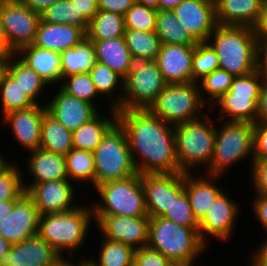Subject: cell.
Returning <instances> with one entry per match:
<instances>
[{"mask_svg": "<svg viewBox=\"0 0 267 266\" xmlns=\"http://www.w3.org/2000/svg\"><path fill=\"white\" fill-rule=\"evenodd\" d=\"M90 41L94 45L97 62L107 65L123 79L129 74L132 56L124 37Z\"/></svg>", "mask_w": 267, "mask_h": 266, "instance_id": "29", "label": "cell"}, {"mask_svg": "<svg viewBox=\"0 0 267 266\" xmlns=\"http://www.w3.org/2000/svg\"><path fill=\"white\" fill-rule=\"evenodd\" d=\"M9 55L0 54V87L8 74Z\"/></svg>", "mask_w": 267, "mask_h": 266, "instance_id": "60", "label": "cell"}, {"mask_svg": "<svg viewBox=\"0 0 267 266\" xmlns=\"http://www.w3.org/2000/svg\"><path fill=\"white\" fill-rule=\"evenodd\" d=\"M147 247L171 262L197 261L208 248L198 228L184 227L162 217H150Z\"/></svg>", "mask_w": 267, "mask_h": 266, "instance_id": "5", "label": "cell"}, {"mask_svg": "<svg viewBox=\"0 0 267 266\" xmlns=\"http://www.w3.org/2000/svg\"><path fill=\"white\" fill-rule=\"evenodd\" d=\"M79 266H94L86 256L79 257Z\"/></svg>", "mask_w": 267, "mask_h": 266, "instance_id": "66", "label": "cell"}, {"mask_svg": "<svg viewBox=\"0 0 267 266\" xmlns=\"http://www.w3.org/2000/svg\"><path fill=\"white\" fill-rule=\"evenodd\" d=\"M25 165L27 164L26 171H23V183H41L52 180H68L65 156L48 152L41 148L28 152ZM30 176L32 181H27L26 174ZM32 177V178H31Z\"/></svg>", "mask_w": 267, "mask_h": 266, "instance_id": "24", "label": "cell"}, {"mask_svg": "<svg viewBox=\"0 0 267 266\" xmlns=\"http://www.w3.org/2000/svg\"><path fill=\"white\" fill-rule=\"evenodd\" d=\"M254 34L259 45L267 43V6H262L259 17L253 26Z\"/></svg>", "mask_w": 267, "mask_h": 266, "instance_id": "52", "label": "cell"}, {"mask_svg": "<svg viewBox=\"0 0 267 266\" xmlns=\"http://www.w3.org/2000/svg\"><path fill=\"white\" fill-rule=\"evenodd\" d=\"M138 174L182 173L176 158L174 126L148 109L117 110Z\"/></svg>", "mask_w": 267, "mask_h": 266, "instance_id": "1", "label": "cell"}, {"mask_svg": "<svg viewBox=\"0 0 267 266\" xmlns=\"http://www.w3.org/2000/svg\"><path fill=\"white\" fill-rule=\"evenodd\" d=\"M234 76L217 69L198 81L202 100L210 107L217 99L229 91Z\"/></svg>", "mask_w": 267, "mask_h": 266, "instance_id": "43", "label": "cell"}, {"mask_svg": "<svg viewBox=\"0 0 267 266\" xmlns=\"http://www.w3.org/2000/svg\"><path fill=\"white\" fill-rule=\"evenodd\" d=\"M33 12L41 14L46 8L59 0H21Z\"/></svg>", "mask_w": 267, "mask_h": 266, "instance_id": "55", "label": "cell"}, {"mask_svg": "<svg viewBox=\"0 0 267 266\" xmlns=\"http://www.w3.org/2000/svg\"><path fill=\"white\" fill-rule=\"evenodd\" d=\"M157 10L134 3L124 15L125 29L155 31Z\"/></svg>", "mask_w": 267, "mask_h": 266, "instance_id": "45", "label": "cell"}, {"mask_svg": "<svg viewBox=\"0 0 267 266\" xmlns=\"http://www.w3.org/2000/svg\"><path fill=\"white\" fill-rule=\"evenodd\" d=\"M65 162L67 177L70 182L76 183L77 188L80 185L83 187V183H88L95 189L93 152L72 148L65 155Z\"/></svg>", "mask_w": 267, "mask_h": 266, "instance_id": "35", "label": "cell"}, {"mask_svg": "<svg viewBox=\"0 0 267 266\" xmlns=\"http://www.w3.org/2000/svg\"><path fill=\"white\" fill-rule=\"evenodd\" d=\"M124 32V16L99 10L89 21L86 37L89 40H106L123 37Z\"/></svg>", "mask_w": 267, "mask_h": 266, "instance_id": "37", "label": "cell"}, {"mask_svg": "<svg viewBox=\"0 0 267 266\" xmlns=\"http://www.w3.org/2000/svg\"><path fill=\"white\" fill-rule=\"evenodd\" d=\"M258 68L264 80L267 81V43L259 45Z\"/></svg>", "mask_w": 267, "mask_h": 266, "instance_id": "57", "label": "cell"}, {"mask_svg": "<svg viewBox=\"0 0 267 266\" xmlns=\"http://www.w3.org/2000/svg\"><path fill=\"white\" fill-rule=\"evenodd\" d=\"M263 81L259 68L243 76H234L229 91L210 106V114L219 109V117L213 116V118L256 123L257 104Z\"/></svg>", "mask_w": 267, "mask_h": 266, "instance_id": "10", "label": "cell"}, {"mask_svg": "<svg viewBox=\"0 0 267 266\" xmlns=\"http://www.w3.org/2000/svg\"><path fill=\"white\" fill-rule=\"evenodd\" d=\"M159 1L160 0H135L136 3L155 10H158Z\"/></svg>", "mask_w": 267, "mask_h": 266, "instance_id": "64", "label": "cell"}, {"mask_svg": "<svg viewBox=\"0 0 267 266\" xmlns=\"http://www.w3.org/2000/svg\"><path fill=\"white\" fill-rule=\"evenodd\" d=\"M0 54H3V55L15 54V52L9 47V43L7 41L4 29H3L1 17H0Z\"/></svg>", "mask_w": 267, "mask_h": 266, "instance_id": "58", "label": "cell"}, {"mask_svg": "<svg viewBox=\"0 0 267 266\" xmlns=\"http://www.w3.org/2000/svg\"><path fill=\"white\" fill-rule=\"evenodd\" d=\"M155 32L161 44L196 45L198 43L180 24L173 10H157Z\"/></svg>", "mask_w": 267, "mask_h": 266, "instance_id": "34", "label": "cell"}, {"mask_svg": "<svg viewBox=\"0 0 267 266\" xmlns=\"http://www.w3.org/2000/svg\"><path fill=\"white\" fill-rule=\"evenodd\" d=\"M124 39L132 57L156 60L161 42L155 31L125 29Z\"/></svg>", "mask_w": 267, "mask_h": 266, "instance_id": "38", "label": "cell"}, {"mask_svg": "<svg viewBox=\"0 0 267 266\" xmlns=\"http://www.w3.org/2000/svg\"><path fill=\"white\" fill-rule=\"evenodd\" d=\"M256 122H267V81H263L257 104Z\"/></svg>", "mask_w": 267, "mask_h": 266, "instance_id": "54", "label": "cell"}, {"mask_svg": "<svg viewBox=\"0 0 267 266\" xmlns=\"http://www.w3.org/2000/svg\"><path fill=\"white\" fill-rule=\"evenodd\" d=\"M107 114L109 115L107 116ZM116 122L117 109L111 108L99 112L89 122L72 132L73 148L93 152L101 143L103 136Z\"/></svg>", "mask_w": 267, "mask_h": 266, "instance_id": "28", "label": "cell"}, {"mask_svg": "<svg viewBox=\"0 0 267 266\" xmlns=\"http://www.w3.org/2000/svg\"><path fill=\"white\" fill-rule=\"evenodd\" d=\"M40 21L74 25L82 27L85 31H87L89 26V21L81 12H78V9L71 0H59L46 8L40 14Z\"/></svg>", "mask_w": 267, "mask_h": 266, "instance_id": "39", "label": "cell"}, {"mask_svg": "<svg viewBox=\"0 0 267 266\" xmlns=\"http://www.w3.org/2000/svg\"><path fill=\"white\" fill-rule=\"evenodd\" d=\"M253 195L255 196H253L252 198L251 206L255 219H257L259 226H261V228L265 232V235L267 236V195Z\"/></svg>", "mask_w": 267, "mask_h": 266, "instance_id": "50", "label": "cell"}, {"mask_svg": "<svg viewBox=\"0 0 267 266\" xmlns=\"http://www.w3.org/2000/svg\"><path fill=\"white\" fill-rule=\"evenodd\" d=\"M180 24L198 42H206L218 26L215 2L184 0L173 9Z\"/></svg>", "mask_w": 267, "mask_h": 266, "instance_id": "20", "label": "cell"}, {"mask_svg": "<svg viewBox=\"0 0 267 266\" xmlns=\"http://www.w3.org/2000/svg\"><path fill=\"white\" fill-rule=\"evenodd\" d=\"M209 113L211 110L191 122L174 126L176 158L183 173H201L213 160L216 118L212 116L216 114Z\"/></svg>", "mask_w": 267, "mask_h": 266, "instance_id": "4", "label": "cell"}, {"mask_svg": "<svg viewBox=\"0 0 267 266\" xmlns=\"http://www.w3.org/2000/svg\"><path fill=\"white\" fill-rule=\"evenodd\" d=\"M217 69L219 62L213 48L207 42L197 43L192 58V81L198 82Z\"/></svg>", "mask_w": 267, "mask_h": 266, "instance_id": "44", "label": "cell"}, {"mask_svg": "<svg viewBox=\"0 0 267 266\" xmlns=\"http://www.w3.org/2000/svg\"><path fill=\"white\" fill-rule=\"evenodd\" d=\"M166 85L155 60L132 57L129 74L123 81L122 104L117 110L148 109Z\"/></svg>", "mask_w": 267, "mask_h": 266, "instance_id": "11", "label": "cell"}, {"mask_svg": "<svg viewBox=\"0 0 267 266\" xmlns=\"http://www.w3.org/2000/svg\"><path fill=\"white\" fill-rule=\"evenodd\" d=\"M60 255L38 234L13 244L0 266H54Z\"/></svg>", "mask_w": 267, "mask_h": 266, "instance_id": "22", "label": "cell"}, {"mask_svg": "<svg viewBox=\"0 0 267 266\" xmlns=\"http://www.w3.org/2000/svg\"><path fill=\"white\" fill-rule=\"evenodd\" d=\"M4 157H5V156H2V153L0 152V164L3 163L5 160H6V161H12V159H10V158L8 159V158H6V157L4 158Z\"/></svg>", "mask_w": 267, "mask_h": 266, "instance_id": "68", "label": "cell"}, {"mask_svg": "<svg viewBox=\"0 0 267 266\" xmlns=\"http://www.w3.org/2000/svg\"><path fill=\"white\" fill-rule=\"evenodd\" d=\"M57 88L53 89L55 93L51 94V99L46 93L49 99L46 103L47 112L71 132L89 122L100 112L93 104L70 96Z\"/></svg>", "mask_w": 267, "mask_h": 266, "instance_id": "19", "label": "cell"}, {"mask_svg": "<svg viewBox=\"0 0 267 266\" xmlns=\"http://www.w3.org/2000/svg\"><path fill=\"white\" fill-rule=\"evenodd\" d=\"M21 161H4L0 164V201L18 200L24 193Z\"/></svg>", "mask_w": 267, "mask_h": 266, "instance_id": "40", "label": "cell"}, {"mask_svg": "<svg viewBox=\"0 0 267 266\" xmlns=\"http://www.w3.org/2000/svg\"><path fill=\"white\" fill-rule=\"evenodd\" d=\"M195 45L161 44L156 62L167 84L192 82Z\"/></svg>", "mask_w": 267, "mask_h": 266, "instance_id": "21", "label": "cell"}, {"mask_svg": "<svg viewBox=\"0 0 267 266\" xmlns=\"http://www.w3.org/2000/svg\"><path fill=\"white\" fill-rule=\"evenodd\" d=\"M244 160H248L250 162L248 168H252L254 161L253 124L216 119L213 160L210 166L202 172L223 177L230 168Z\"/></svg>", "mask_w": 267, "mask_h": 266, "instance_id": "6", "label": "cell"}, {"mask_svg": "<svg viewBox=\"0 0 267 266\" xmlns=\"http://www.w3.org/2000/svg\"><path fill=\"white\" fill-rule=\"evenodd\" d=\"M34 105H36V103L27 95L25 90L7 74L0 87V118L9 112L24 110Z\"/></svg>", "mask_w": 267, "mask_h": 266, "instance_id": "42", "label": "cell"}, {"mask_svg": "<svg viewBox=\"0 0 267 266\" xmlns=\"http://www.w3.org/2000/svg\"><path fill=\"white\" fill-rule=\"evenodd\" d=\"M11 244L0 235V263L4 255L10 250Z\"/></svg>", "mask_w": 267, "mask_h": 266, "instance_id": "63", "label": "cell"}, {"mask_svg": "<svg viewBox=\"0 0 267 266\" xmlns=\"http://www.w3.org/2000/svg\"><path fill=\"white\" fill-rule=\"evenodd\" d=\"M206 42L216 52L219 69L233 76L258 69L259 43L253 27L218 24Z\"/></svg>", "mask_w": 267, "mask_h": 266, "instance_id": "3", "label": "cell"}, {"mask_svg": "<svg viewBox=\"0 0 267 266\" xmlns=\"http://www.w3.org/2000/svg\"><path fill=\"white\" fill-rule=\"evenodd\" d=\"M60 59L62 78L80 73H89L96 63L94 45L86 37L73 48L62 51Z\"/></svg>", "mask_w": 267, "mask_h": 266, "instance_id": "32", "label": "cell"}, {"mask_svg": "<svg viewBox=\"0 0 267 266\" xmlns=\"http://www.w3.org/2000/svg\"><path fill=\"white\" fill-rule=\"evenodd\" d=\"M0 17L9 47L15 53L34 43L40 14L33 12L21 0H4L0 3Z\"/></svg>", "mask_w": 267, "mask_h": 266, "instance_id": "12", "label": "cell"}, {"mask_svg": "<svg viewBox=\"0 0 267 266\" xmlns=\"http://www.w3.org/2000/svg\"><path fill=\"white\" fill-rule=\"evenodd\" d=\"M46 105L36 104L24 110H15L4 115L0 120L2 125L11 129L13 141L22 147V151H34L40 148L41 124ZM7 125V126H6Z\"/></svg>", "mask_w": 267, "mask_h": 266, "instance_id": "17", "label": "cell"}, {"mask_svg": "<svg viewBox=\"0 0 267 266\" xmlns=\"http://www.w3.org/2000/svg\"><path fill=\"white\" fill-rule=\"evenodd\" d=\"M8 74L25 90L27 95L36 103H47L45 90H49L50 86L46 81L37 74L32 68L25 64L16 54L9 55ZM44 94V96H43ZM44 100H42V98ZM42 101H46L45 103ZM42 102V103H40Z\"/></svg>", "mask_w": 267, "mask_h": 266, "instance_id": "30", "label": "cell"}, {"mask_svg": "<svg viewBox=\"0 0 267 266\" xmlns=\"http://www.w3.org/2000/svg\"><path fill=\"white\" fill-rule=\"evenodd\" d=\"M15 54L50 87L54 86L52 89H57L62 80L60 53L31 44L21 47Z\"/></svg>", "mask_w": 267, "mask_h": 266, "instance_id": "26", "label": "cell"}, {"mask_svg": "<svg viewBox=\"0 0 267 266\" xmlns=\"http://www.w3.org/2000/svg\"><path fill=\"white\" fill-rule=\"evenodd\" d=\"M250 255H251L250 256L251 258L249 260L251 262H248V265H246V266H262L252 254H250Z\"/></svg>", "mask_w": 267, "mask_h": 266, "instance_id": "67", "label": "cell"}, {"mask_svg": "<svg viewBox=\"0 0 267 266\" xmlns=\"http://www.w3.org/2000/svg\"><path fill=\"white\" fill-rule=\"evenodd\" d=\"M58 87L68 95L87 101L93 104L100 112L103 111L101 107L98 106V104H100L98 102L99 99L103 101V98L99 95L89 73L63 77Z\"/></svg>", "mask_w": 267, "mask_h": 266, "instance_id": "41", "label": "cell"}, {"mask_svg": "<svg viewBox=\"0 0 267 266\" xmlns=\"http://www.w3.org/2000/svg\"><path fill=\"white\" fill-rule=\"evenodd\" d=\"M89 74L99 95L108 101L106 108L118 109L122 104L124 79L107 65L97 61Z\"/></svg>", "mask_w": 267, "mask_h": 266, "instance_id": "31", "label": "cell"}, {"mask_svg": "<svg viewBox=\"0 0 267 266\" xmlns=\"http://www.w3.org/2000/svg\"><path fill=\"white\" fill-rule=\"evenodd\" d=\"M223 192L216 198L204 217L198 222V233L201 240L209 247V238L221 243L231 241L241 208L229 193ZM240 209V210H239ZM209 243V244H208Z\"/></svg>", "mask_w": 267, "mask_h": 266, "instance_id": "14", "label": "cell"}, {"mask_svg": "<svg viewBox=\"0 0 267 266\" xmlns=\"http://www.w3.org/2000/svg\"><path fill=\"white\" fill-rule=\"evenodd\" d=\"M196 261L190 262H171L168 266H196Z\"/></svg>", "mask_w": 267, "mask_h": 266, "instance_id": "65", "label": "cell"}, {"mask_svg": "<svg viewBox=\"0 0 267 266\" xmlns=\"http://www.w3.org/2000/svg\"><path fill=\"white\" fill-rule=\"evenodd\" d=\"M149 217H161L184 192V173L141 174Z\"/></svg>", "mask_w": 267, "mask_h": 266, "instance_id": "16", "label": "cell"}, {"mask_svg": "<svg viewBox=\"0 0 267 266\" xmlns=\"http://www.w3.org/2000/svg\"><path fill=\"white\" fill-rule=\"evenodd\" d=\"M78 12H81L82 15L90 21L93 16L99 11L97 0H71Z\"/></svg>", "mask_w": 267, "mask_h": 266, "instance_id": "53", "label": "cell"}, {"mask_svg": "<svg viewBox=\"0 0 267 266\" xmlns=\"http://www.w3.org/2000/svg\"><path fill=\"white\" fill-rule=\"evenodd\" d=\"M262 0H215L219 25L253 27L258 20Z\"/></svg>", "mask_w": 267, "mask_h": 266, "instance_id": "27", "label": "cell"}, {"mask_svg": "<svg viewBox=\"0 0 267 266\" xmlns=\"http://www.w3.org/2000/svg\"><path fill=\"white\" fill-rule=\"evenodd\" d=\"M98 10L118 13L122 16L135 3V0H97Z\"/></svg>", "mask_w": 267, "mask_h": 266, "instance_id": "51", "label": "cell"}, {"mask_svg": "<svg viewBox=\"0 0 267 266\" xmlns=\"http://www.w3.org/2000/svg\"><path fill=\"white\" fill-rule=\"evenodd\" d=\"M195 1H202V2H215V0H195Z\"/></svg>", "mask_w": 267, "mask_h": 266, "instance_id": "69", "label": "cell"}, {"mask_svg": "<svg viewBox=\"0 0 267 266\" xmlns=\"http://www.w3.org/2000/svg\"><path fill=\"white\" fill-rule=\"evenodd\" d=\"M76 257H61L54 266H79V258ZM76 262V263H75Z\"/></svg>", "mask_w": 267, "mask_h": 266, "instance_id": "62", "label": "cell"}, {"mask_svg": "<svg viewBox=\"0 0 267 266\" xmlns=\"http://www.w3.org/2000/svg\"><path fill=\"white\" fill-rule=\"evenodd\" d=\"M23 187L40 215L63 213L81 205L80 200H77L80 196L79 191L75 190L77 186L69 180L23 183ZM78 201L79 204H77Z\"/></svg>", "mask_w": 267, "mask_h": 266, "instance_id": "13", "label": "cell"}, {"mask_svg": "<svg viewBox=\"0 0 267 266\" xmlns=\"http://www.w3.org/2000/svg\"><path fill=\"white\" fill-rule=\"evenodd\" d=\"M85 38L86 31L82 27L40 21L33 45L61 53L73 48Z\"/></svg>", "mask_w": 267, "mask_h": 266, "instance_id": "25", "label": "cell"}, {"mask_svg": "<svg viewBox=\"0 0 267 266\" xmlns=\"http://www.w3.org/2000/svg\"><path fill=\"white\" fill-rule=\"evenodd\" d=\"M40 148L64 156L73 148L72 132L48 112L42 118Z\"/></svg>", "mask_w": 267, "mask_h": 266, "instance_id": "33", "label": "cell"}, {"mask_svg": "<svg viewBox=\"0 0 267 266\" xmlns=\"http://www.w3.org/2000/svg\"><path fill=\"white\" fill-rule=\"evenodd\" d=\"M85 203L81 201L80 206L67 212L44 214L39 217L38 235L60 257H77V251L85 249V242L92 231L90 229L92 225L95 227L92 205Z\"/></svg>", "mask_w": 267, "mask_h": 266, "instance_id": "2", "label": "cell"}, {"mask_svg": "<svg viewBox=\"0 0 267 266\" xmlns=\"http://www.w3.org/2000/svg\"><path fill=\"white\" fill-rule=\"evenodd\" d=\"M100 240L101 246H99L100 250H97L98 254L94 253L88 257L94 266H133L135 250L132 247L104 237Z\"/></svg>", "mask_w": 267, "mask_h": 266, "instance_id": "36", "label": "cell"}, {"mask_svg": "<svg viewBox=\"0 0 267 266\" xmlns=\"http://www.w3.org/2000/svg\"><path fill=\"white\" fill-rule=\"evenodd\" d=\"M95 188L105 182L137 174L125 130L116 122L93 151Z\"/></svg>", "mask_w": 267, "mask_h": 266, "instance_id": "8", "label": "cell"}, {"mask_svg": "<svg viewBox=\"0 0 267 266\" xmlns=\"http://www.w3.org/2000/svg\"><path fill=\"white\" fill-rule=\"evenodd\" d=\"M210 107L202 100L198 82L167 84L148 110L176 126L200 118Z\"/></svg>", "mask_w": 267, "mask_h": 266, "instance_id": "9", "label": "cell"}, {"mask_svg": "<svg viewBox=\"0 0 267 266\" xmlns=\"http://www.w3.org/2000/svg\"><path fill=\"white\" fill-rule=\"evenodd\" d=\"M93 190L100 198L91 201L93 215L148 216L141 174L108 181Z\"/></svg>", "mask_w": 267, "mask_h": 266, "instance_id": "7", "label": "cell"}, {"mask_svg": "<svg viewBox=\"0 0 267 266\" xmlns=\"http://www.w3.org/2000/svg\"><path fill=\"white\" fill-rule=\"evenodd\" d=\"M184 0H160L158 10H173Z\"/></svg>", "mask_w": 267, "mask_h": 266, "instance_id": "61", "label": "cell"}, {"mask_svg": "<svg viewBox=\"0 0 267 266\" xmlns=\"http://www.w3.org/2000/svg\"><path fill=\"white\" fill-rule=\"evenodd\" d=\"M266 238L262 241V243H258V247L253 249V251L250 253L252 254L257 261L262 265V266H267V236Z\"/></svg>", "mask_w": 267, "mask_h": 266, "instance_id": "56", "label": "cell"}, {"mask_svg": "<svg viewBox=\"0 0 267 266\" xmlns=\"http://www.w3.org/2000/svg\"><path fill=\"white\" fill-rule=\"evenodd\" d=\"M161 217L184 227L198 228V221L185 191L178 198H174L169 209Z\"/></svg>", "mask_w": 267, "mask_h": 266, "instance_id": "46", "label": "cell"}, {"mask_svg": "<svg viewBox=\"0 0 267 266\" xmlns=\"http://www.w3.org/2000/svg\"><path fill=\"white\" fill-rule=\"evenodd\" d=\"M250 171V186L254 194L267 195V159L254 160Z\"/></svg>", "mask_w": 267, "mask_h": 266, "instance_id": "47", "label": "cell"}, {"mask_svg": "<svg viewBox=\"0 0 267 266\" xmlns=\"http://www.w3.org/2000/svg\"><path fill=\"white\" fill-rule=\"evenodd\" d=\"M100 237L121 242L134 250L147 247L149 216L93 215Z\"/></svg>", "mask_w": 267, "mask_h": 266, "instance_id": "15", "label": "cell"}, {"mask_svg": "<svg viewBox=\"0 0 267 266\" xmlns=\"http://www.w3.org/2000/svg\"><path fill=\"white\" fill-rule=\"evenodd\" d=\"M262 6H267V0H262Z\"/></svg>", "mask_w": 267, "mask_h": 266, "instance_id": "70", "label": "cell"}, {"mask_svg": "<svg viewBox=\"0 0 267 266\" xmlns=\"http://www.w3.org/2000/svg\"><path fill=\"white\" fill-rule=\"evenodd\" d=\"M40 214L32 199L24 193L14 204L9 216L0 223V235L11 245L38 234Z\"/></svg>", "mask_w": 267, "mask_h": 266, "instance_id": "18", "label": "cell"}, {"mask_svg": "<svg viewBox=\"0 0 267 266\" xmlns=\"http://www.w3.org/2000/svg\"><path fill=\"white\" fill-rule=\"evenodd\" d=\"M221 178L222 176L207 175L203 172L184 173V191L187 193L193 214L198 222L223 192V188L218 184Z\"/></svg>", "mask_w": 267, "mask_h": 266, "instance_id": "23", "label": "cell"}, {"mask_svg": "<svg viewBox=\"0 0 267 266\" xmlns=\"http://www.w3.org/2000/svg\"><path fill=\"white\" fill-rule=\"evenodd\" d=\"M253 158L254 160L267 159V122L253 124Z\"/></svg>", "mask_w": 267, "mask_h": 266, "instance_id": "49", "label": "cell"}, {"mask_svg": "<svg viewBox=\"0 0 267 266\" xmlns=\"http://www.w3.org/2000/svg\"><path fill=\"white\" fill-rule=\"evenodd\" d=\"M17 200L0 201V223L4 216H9L13 210V206Z\"/></svg>", "mask_w": 267, "mask_h": 266, "instance_id": "59", "label": "cell"}, {"mask_svg": "<svg viewBox=\"0 0 267 266\" xmlns=\"http://www.w3.org/2000/svg\"><path fill=\"white\" fill-rule=\"evenodd\" d=\"M171 263L160 252L148 247L140 248L134 252L133 266H168Z\"/></svg>", "mask_w": 267, "mask_h": 266, "instance_id": "48", "label": "cell"}]
</instances>
